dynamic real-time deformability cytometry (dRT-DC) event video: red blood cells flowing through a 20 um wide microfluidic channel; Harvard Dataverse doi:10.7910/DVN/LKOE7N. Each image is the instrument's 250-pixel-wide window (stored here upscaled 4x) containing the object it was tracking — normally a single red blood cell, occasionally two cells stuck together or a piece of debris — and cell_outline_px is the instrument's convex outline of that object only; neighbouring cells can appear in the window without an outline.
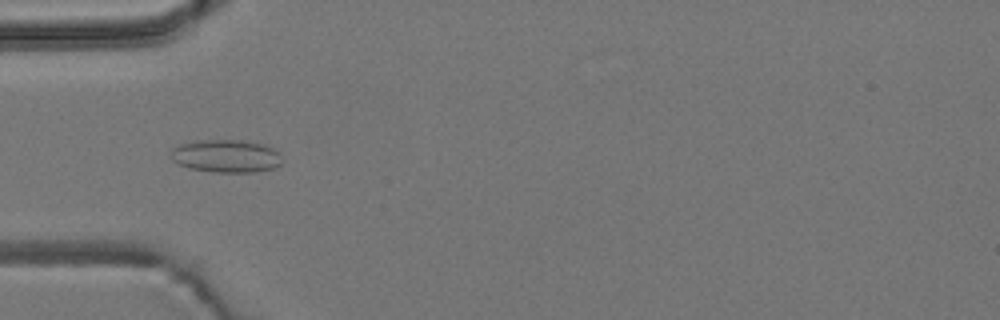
{"species": "common noctule bat (a hibernating species)", "species_latin": "Nyctalus noctula", "temperature_condition": "room temperature", "stored_images_in_passage": 52, "camera_frame_rate_fps": 3000, "um_per_image_px": 0.085, "animal": {"sex": "male", "body_mass_g": 19.2, "forearm_length_mm": 51.8}, "frame": {"image": 1, "passage_image": 16, "time_ms": 5.0, "image_size_px": [1000, 320], "cell_outline_px": [[284, 160], [276, 168], [252, 172], [212, 172], [188, 168], [172, 160], [172, 148], [180, 144], [192, 140], [244, 140], [264, 144], [280, 152]], "centroid_in_image_um": [19.26, 13.26], "position_along_channel_um": 65.7, "area_um2": 21.62}}
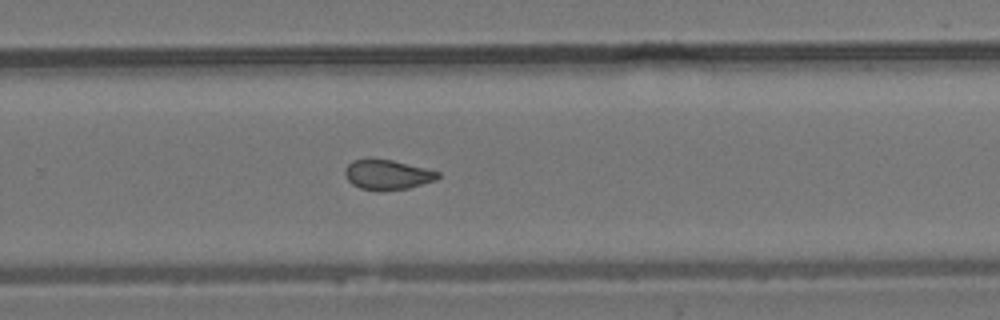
{"frame": {"image": 2, "passage_image": 34, "time_ms": 11.0, "image_size_px": [1000, 320], "cell_outline_px": [[440, 176], [436, 180], [408, 188], [360, 188], [352, 184], [344, 176], [344, 172], [348, 164], [352, 160], [368, 156], [392, 160], [440, 172]], "centroid_in_image_um": [32.88, 14.78], "position_along_channel_um": 296.9, "area_um2": 15.95}}
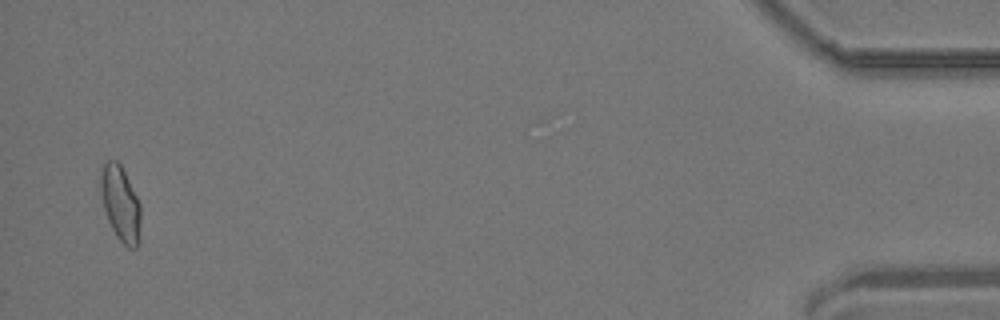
{"frame": {"image": 3, "passage_image": 51, "time_ms": 16.667, "image_size_px": [1000, 320], "cell_outline_px": [[140, 220], [136, 248], [128, 248], [116, 236], [108, 220], [104, 208], [100, 188], [100, 176], [104, 164], [108, 160], [116, 160], [120, 164], [140, 204]], "centroid_in_image_um": [10.22, 17.29], "position_along_channel_um": 425.0, "area_um2": 17.05}, "authors_computed_cell_mechanics": {"area_um2": 17.0221, "velocity_mm_per_s": 3.8572, "shape_relaxation_time_tau1_ms": null, "shape_relaxation_time_tau2_ms": 1.5587, "deformation_change_tau1": null, "deformation_change_tau2": 0.0642}}